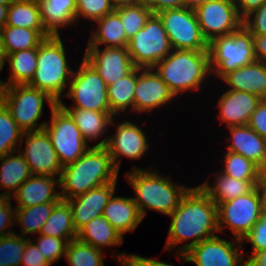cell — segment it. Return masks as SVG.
<instances>
[{"mask_svg": "<svg viewBox=\"0 0 266 266\" xmlns=\"http://www.w3.org/2000/svg\"><path fill=\"white\" fill-rule=\"evenodd\" d=\"M171 222L165 250L176 248L177 253H186L196 244L217 236L218 207L217 204L200 188L191 187L181 199L179 206L169 215Z\"/></svg>", "mask_w": 266, "mask_h": 266, "instance_id": "1", "label": "cell"}, {"mask_svg": "<svg viewBox=\"0 0 266 266\" xmlns=\"http://www.w3.org/2000/svg\"><path fill=\"white\" fill-rule=\"evenodd\" d=\"M118 175L108 150L104 146L90 147L74 163L63 167L59 178L60 197L66 201L117 181Z\"/></svg>", "mask_w": 266, "mask_h": 266, "instance_id": "2", "label": "cell"}, {"mask_svg": "<svg viewBox=\"0 0 266 266\" xmlns=\"http://www.w3.org/2000/svg\"><path fill=\"white\" fill-rule=\"evenodd\" d=\"M141 169L135 165L125 178L135 191L134 202L144 219L147 210H155L169 216L178 206L190 187L175 184L171 178L160 175L159 170Z\"/></svg>", "mask_w": 266, "mask_h": 266, "instance_id": "3", "label": "cell"}, {"mask_svg": "<svg viewBox=\"0 0 266 266\" xmlns=\"http://www.w3.org/2000/svg\"><path fill=\"white\" fill-rule=\"evenodd\" d=\"M153 69L176 98L180 93L201 89L206 78L212 75L209 51L172 49Z\"/></svg>", "mask_w": 266, "mask_h": 266, "instance_id": "4", "label": "cell"}, {"mask_svg": "<svg viewBox=\"0 0 266 266\" xmlns=\"http://www.w3.org/2000/svg\"><path fill=\"white\" fill-rule=\"evenodd\" d=\"M65 50L60 35L46 38L38 47L37 69L28 84L47 93L57 104L62 101L74 72L68 65Z\"/></svg>", "mask_w": 266, "mask_h": 266, "instance_id": "5", "label": "cell"}, {"mask_svg": "<svg viewBox=\"0 0 266 266\" xmlns=\"http://www.w3.org/2000/svg\"><path fill=\"white\" fill-rule=\"evenodd\" d=\"M210 71L222 79L231 71L256 61L253 36L242 26L226 36H218L209 43Z\"/></svg>", "mask_w": 266, "mask_h": 266, "instance_id": "6", "label": "cell"}, {"mask_svg": "<svg viewBox=\"0 0 266 266\" xmlns=\"http://www.w3.org/2000/svg\"><path fill=\"white\" fill-rule=\"evenodd\" d=\"M44 100L51 109L57 104L47 93L28 84L5 86L2 90L1 102L24 132L44 129L46 121L38 123L44 111Z\"/></svg>", "mask_w": 266, "mask_h": 266, "instance_id": "7", "label": "cell"}, {"mask_svg": "<svg viewBox=\"0 0 266 266\" xmlns=\"http://www.w3.org/2000/svg\"><path fill=\"white\" fill-rule=\"evenodd\" d=\"M51 110V121L44 129L49 135L62 167L74 163L91 146L83 138L81 131L70 114L58 103Z\"/></svg>", "mask_w": 266, "mask_h": 266, "instance_id": "8", "label": "cell"}, {"mask_svg": "<svg viewBox=\"0 0 266 266\" xmlns=\"http://www.w3.org/2000/svg\"><path fill=\"white\" fill-rule=\"evenodd\" d=\"M127 50L134 66L139 68H153L172 51L157 14L152 13L144 27L128 40Z\"/></svg>", "mask_w": 266, "mask_h": 266, "instance_id": "9", "label": "cell"}, {"mask_svg": "<svg viewBox=\"0 0 266 266\" xmlns=\"http://www.w3.org/2000/svg\"><path fill=\"white\" fill-rule=\"evenodd\" d=\"M167 33L172 49L208 51L194 9L189 7L166 9L157 13Z\"/></svg>", "mask_w": 266, "mask_h": 266, "instance_id": "10", "label": "cell"}, {"mask_svg": "<svg viewBox=\"0 0 266 266\" xmlns=\"http://www.w3.org/2000/svg\"><path fill=\"white\" fill-rule=\"evenodd\" d=\"M217 207L219 233L227 227L234 238L241 241L261 216L259 185L245 195L219 203Z\"/></svg>", "mask_w": 266, "mask_h": 266, "instance_id": "11", "label": "cell"}, {"mask_svg": "<svg viewBox=\"0 0 266 266\" xmlns=\"http://www.w3.org/2000/svg\"><path fill=\"white\" fill-rule=\"evenodd\" d=\"M69 89L64 97L73 99L71 108L111 112L107 85L97 71L84 58L79 70L73 72Z\"/></svg>", "mask_w": 266, "mask_h": 266, "instance_id": "12", "label": "cell"}, {"mask_svg": "<svg viewBox=\"0 0 266 266\" xmlns=\"http://www.w3.org/2000/svg\"><path fill=\"white\" fill-rule=\"evenodd\" d=\"M240 248H243L240 240L235 239L234 243L233 240L228 241L217 235L196 244L185 254L175 253L181 262H192L196 266H246L245 256Z\"/></svg>", "mask_w": 266, "mask_h": 266, "instance_id": "13", "label": "cell"}, {"mask_svg": "<svg viewBox=\"0 0 266 266\" xmlns=\"http://www.w3.org/2000/svg\"><path fill=\"white\" fill-rule=\"evenodd\" d=\"M194 11L208 43L218 36L230 35L243 26L235 0H207Z\"/></svg>", "mask_w": 266, "mask_h": 266, "instance_id": "14", "label": "cell"}, {"mask_svg": "<svg viewBox=\"0 0 266 266\" xmlns=\"http://www.w3.org/2000/svg\"><path fill=\"white\" fill-rule=\"evenodd\" d=\"M24 139H26L25 147L20 154L28 163L31 174L47 175L59 179L63 167L45 129L24 132L21 147Z\"/></svg>", "mask_w": 266, "mask_h": 266, "instance_id": "15", "label": "cell"}, {"mask_svg": "<svg viewBox=\"0 0 266 266\" xmlns=\"http://www.w3.org/2000/svg\"><path fill=\"white\" fill-rule=\"evenodd\" d=\"M116 128L115 134L107 136L94 146H104L111 155L115 168L119 171L122 156L138 160L149 150V144L143 129L131 120L117 123Z\"/></svg>", "mask_w": 266, "mask_h": 266, "instance_id": "16", "label": "cell"}, {"mask_svg": "<svg viewBox=\"0 0 266 266\" xmlns=\"http://www.w3.org/2000/svg\"><path fill=\"white\" fill-rule=\"evenodd\" d=\"M97 71L106 85L128 75L134 64L127 47H86L83 57Z\"/></svg>", "mask_w": 266, "mask_h": 266, "instance_id": "17", "label": "cell"}, {"mask_svg": "<svg viewBox=\"0 0 266 266\" xmlns=\"http://www.w3.org/2000/svg\"><path fill=\"white\" fill-rule=\"evenodd\" d=\"M176 97L153 68L137 67V83L134 91V112H151L162 108Z\"/></svg>", "mask_w": 266, "mask_h": 266, "instance_id": "18", "label": "cell"}, {"mask_svg": "<svg viewBox=\"0 0 266 266\" xmlns=\"http://www.w3.org/2000/svg\"><path fill=\"white\" fill-rule=\"evenodd\" d=\"M117 181L93 188L66 200L71 206L72 221L78 231L95 217L103 215L105 206L116 191Z\"/></svg>", "mask_w": 266, "mask_h": 266, "instance_id": "19", "label": "cell"}, {"mask_svg": "<svg viewBox=\"0 0 266 266\" xmlns=\"http://www.w3.org/2000/svg\"><path fill=\"white\" fill-rule=\"evenodd\" d=\"M262 99L253 93L227 90L218 100V116L228 127L248 125L251 114Z\"/></svg>", "mask_w": 266, "mask_h": 266, "instance_id": "20", "label": "cell"}, {"mask_svg": "<svg viewBox=\"0 0 266 266\" xmlns=\"http://www.w3.org/2000/svg\"><path fill=\"white\" fill-rule=\"evenodd\" d=\"M59 179L47 175H31L11 197L16 207H31L48 202H60ZM56 189L58 191H56Z\"/></svg>", "mask_w": 266, "mask_h": 266, "instance_id": "21", "label": "cell"}, {"mask_svg": "<svg viewBox=\"0 0 266 266\" xmlns=\"http://www.w3.org/2000/svg\"><path fill=\"white\" fill-rule=\"evenodd\" d=\"M231 134L227 151L241 154L266 172V139L248 125L227 127Z\"/></svg>", "mask_w": 266, "mask_h": 266, "instance_id": "22", "label": "cell"}, {"mask_svg": "<svg viewBox=\"0 0 266 266\" xmlns=\"http://www.w3.org/2000/svg\"><path fill=\"white\" fill-rule=\"evenodd\" d=\"M222 81L230 90L245 91L266 99V63L256 60L229 72Z\"/></svg>", "mask_w": 266, "mask_h": 266, "instance_id": "23", "label": "cell"}, {"mask_svg": "<svg viewBox=\"0 0 266 266\" xmlns=\"http://www.w3.org/2000/svg\"><path fill=\"white\" fill-rule=\"evenodd\" d=\"M121 235L133 232L142 222L137 204L133 197L112 195L102 215Z\"/></svg>", "mask_w": 266, "mask_h": 266, "instance_id": "24", "label": "cell"}, {"mask_svg": "<svg viewBox=\"0 0 266 266\" xmlns=\"http://www.w3.org/2000/svg\"><path fill=\"white\" fill-rule=\"evenodd\" d=\"M41 20L50 35L59 36V28L71 27L76 21V0H38Z\"/></svg>", "mask_w": 266, "mask_h": 266, "instance_id": "25", "label": "cell"}, {"mask_svg": "<svg viewBox=\"0 0 266 266\" xmlns=\"http://www.w3.org/2000/svg\"><path fill=\"white\" fill-rule=\"evenodd\" d=\"M59 104L70 114L87 142L101 139L109 125H116L111 112L68 108L63 101Z\"/></svg>", "mask_w": 266, "mask_h": 266, "instance_id": "26", "label": "cell"}, {"mask_svg": "<svg viewBox=\"0 0 266 266\" xmlns=\"http://www.w3.org/2000/svg\"><path fill=\"white\" fill-rule=\"evenodd\" d=\"M77 240L103 251L102 247L119 246L124 237L102 215L95 217L77 231Z\"/></svg>", "mask_w": 266, "mask_h": 266, "instance_id": "27", "label": "cell"}, {"mask_svg": "<svg viewBox=\"0 0 266 266\" xmlns=\"http://www.w3.org/2000/svg\"><path fill=\"white\" fill-rule=\"evenodd\" d=\"M216 175L214 185H210L207 180L199 186L217 205L247 194L262 182V180H239L221 172Z\"/></svg>", "mask_w": 266, "mask_h": 266, "instance_id": "28", "label": "cell"}, {"mask_svg": "<svg viewBox=\"0 0 266 266\" xmlns=\"http://www.w3.org/2000/svg\"><path fill=\"white\" fill-rule=\"evenodd\" d=\"M15 153L17 152L0 157V161H2L0 166V189H3L0 196L2 197L11 198L18 191L20 185L32 175L23 156L20 153L15 155Z\"/></svg>", "mask_w": 266, "mask_h": 266, "instance_id": "29", "label": "cell"}, {"mask_svg": "<svg viewBox=\"0 0 266 266\" xmlns=\"http://www.w3.org/2000/svg\"><path fill=\"white\" fill-rule=\"evenodd\" d=\"M97 31L91 33L87 47H127L128 38L120 16L113 11L96 21ZM98 24V25H97Z\"/></svg>", "mask_w": 266, "mask_h": 266, "instance_id": "30", "label": "cell"}, {"mask_svg": "<svg viewBox=\"0 0 266 266\" xmlns=\"http://www.w3.org/2000/svg\"><path fill=\"white\" fill-rule=\"evenodd\" d=\"M38 47L6 55L10 73L5 86L29 84L37 69Z\"/></svg>", "mask_w": 266, "mask_h": 266, "instance_id": "31", "label": "cell"}, {"mask_svg": "<svg viewBox=\"0 0 266 266\" xmlns=\"http://www.w3.org/2000/svg\"><path fill=\"white\" fill-rule=\"evenodd\" d=\"M6 26L38 30L45 38L51 36L43 26L38 1L12 2L8 8Z\"/></svg>", "mask_w": 266, "mask_h": 266, "instance_id": "32", "label": "cell"}, {"mask_svg": "<svg viewBox=\"0 0 266 266\" xmlns=\"http://www.w3.org/2000/svg\"><path fill=\"white\" fill-rule=\"evenodd\" d=\"M136 83L137 67L125 77L107 86L109 107L114 116H117L121 112L124 113L129 108L134 112V91Z\"/></svg>", "mask_w": 266, "mask_h": 266, "instance_id": "33", "label": "cell"}, {"mask_svg": "<svg viewBox=\"0 0 266 266\" xmlns=\"http://www.w3.org/2000/svg\"><path fill=\"white\" fill-rule=\"evenodd\" d=\"M39 235L64 238L69 242L77 238V230L72 221L71 206L67 201L61 200L54 207Z\"/></svg>", "mask_w": 266, "mask_h": 266, "instance_id": "34", "label": "cell"}, {"mask_svg": "<svg viewBox=\"0 0 266 266\" xmlns=\"http://www.w3.org/2000/svg\"><path fill=\"white\" fill-rule=\"evenodd\" d=\"M0 35L5 55L37 48L46 39L38 30L6 25L0 30Z\"/></svg>", "mask_w": 266, "mask_h": 266, "instance_id": "35", "label": "cell"}, {"mask_svg": "<svg viewBox=\"0 0 266 266\" xmlns=\"http://www.w3.org/2000/svg\"><path fill=\"white\" fill-rule=\"evenodd\" d=\"M59 202H48L31 207H15V222L20 225L21 233L18 234L25 237L26 234H40L41 228L50 217L54 207Z\"/></svg>", "mask_w": 266, "mask_h": 266, "instance_id": "36", "label": "cell"}, {"mask_svg": "<svg viewBox=\"0 0 266 266\" xmlns=\"http://www.w3.org/2000/svg\"><path fill=\"white\" fill-rule=\"evenodd\" d=\"M221 173L239 180H263L264 172L241 154L227 151Z\"/></svg>", "mask_w": 266, "mask_h": 266, "instance_id": "37", "label": "cell"}, {"mask_svg": "<svg viewBox=\"0 0 266 266\" xmlns=\"http://www.w3.org/2000/svg\"><path fill=\"white\" fill-rule=\"evenodd\" d=\"M24 131L12 118L9 110L0 103V157L19 152L18 142H22ZM18 144V145H17Z\"/></svg>", "mask_w": 266, "mask_h": 266, "instance_id": "38", "label": "cell"}, {"mask_svg": "<svg viewBox=\"0 0 266 266\" xmlns=\"http://www.w3.org/2000/svg\"><path fill=\"white\" fill-rule=\"evenodd\" d=\"M103 251L75 239L68 243L65 259L69 266H104Z\"/></svg>", "mask_w": 266, "mask_h": 266, "instance_id": "39", "label": "cell"}, {"mask_svg": "<svg viewBox=\"0 0 266 266\" xmlns=\"http://www.w3.org/2000/svg\"><path fill=\"white\" fill-rule=\"evenodd\" d=\"M114 11L120 16L128 39L144 27L147 19L152 14L144 2L136 5L121 6Z\"/></svg>", "mask_w": 266, "mask_h": 266, "instance_id": "40", "label": "cell"}, {"mask_svg": "<svg viewBox=\"0 0 266 266\" xmlns=\"http://www.w3.org/2000/svg\"><path fill=\"white\" fill-rule=\"evenodd\" d=\"M26 238L16 233L0 238V266H21Z\"/></svg>", "mask_w": 266, "mask_h": 266, "instance_id": "41", "label": "cell"}, {"mask_svg": "<svg viewBox=\"0 0 266 266\" xmlns=\"http://www.w3.org/2000/svg\"><path fill=\"white\" fill-rule=\"evenodd\" d=\"M39 251L44 255L45 259L52 266L60 258L65 257L67 245L69 241L64 238L53 236L38 235L37 238L31 239Z\"/></svg>", "mask_w": 266, "mask_h": 266, "instance_id": "42", "label": "cell"}, {"mask_svg": "<svg viewBox=\"0 0 266 266\" xmlns=\"http://www.w3.org/2000/svg\"><path fill=\"white\" fill-rule=\"evenodd\" d=\"M114 10L111 0H76V21L78 22L82 16L94 23Z\"/></svg>", "mask_w": 266, "mask_h": 266, "instance_id": "43", "label": "cell"}, {"mask_svg": "<svg viewBox=\"0 0 266 266\" xmlns=\"http://www.w3.org/2000/svg\"><path fill=\"white\" fill-rule=\"evenodd\" d=\"M250 242L252 253L266 249V215L261 214L260 219L254 224L252 230L241 240Z\"/></svg>", "mask_w": 266, "mask_h": 266, "instance_id": "44", "label": "cell"}, {"mask_svg": "<svg viewBox=\"0 0 266 266\" xmlns=\"http://www.w3.org/2000/svg\"><path fill=\"white\" fill-rule=\"evenodd\" d=\"M11 204L12 202L10 197L0 196V238L15 233V231L11 228L14 224H16L14 223L15 207L13 208Z\"/></svg>", "mask_w": 266, "mask_h": 266, "instance_id": "45", "label": "cell"}, {"mask_svg": "<svg viewBox=\"0 0 266 266\" xmlns=\"http://www.w3.org/2000/svg\"><path fill=\"white\" fill-rule=\"evenodd\" d=\"M243 26L252 35H266V2L243 20Z\"/></svg>", "mask_w": 266, "mask_h": 266, "instance_id": "46", "label": "cell"}, {"mask_svg": "<svg viewBox=\"0 0 266 266\" xmlns=\"http://www.w3.org/2000/svg\"><path fill=\"white\" fill-rule=\"evenodd\" d=\"M22 264L23 266H51L36 244L31 240V237H26V246L21 259V266Z\"/></svg>", "mask_w": 266, "mask_h": 266, "instance_id": "47", "label": "cell"}, {"mask_svg": "<svg viewBox=\"0 0 266 266\" xmlns=\"http://www.w3.org/2000/svg\"><path fill=\"white\" fill-rule=\"evenodd\" d=\"M115 257L116 260H119L118 262L121 263L120 265L122 266H173L172 264L164 261H159L157 258H146L137 254H127L126 252L120 253V255L118 253L114 256V258Z\"/></svg>", "mask_w": 266, "mask_h": 266, "instance_id": "48", "label": "cell"}, {"mask_svg": "<svg viewBox=\"0 0 266 266\" xmlns=\"http://www.w3.org/2000/svg\"><path fill=\"white\" fill-rule=\"evenodd\" d=\"M248 126L266 139V99H262L251 114Z\"/></svg>", "mask_w": 266, "mask_h": 266, "instance_id": "49", "label": "cell"}, {"mask_svg": "<svg viewBox=\"0 0 266 266\" xmlns=\"http://www.w3.org/2000/svg\"><path fill=\"white\" fill-rule=\"evenodd\" d=\"M153 14L173 8L186 7V0H142Z\"/></svg>", "mask_w": 266, "mask_h": 266, "instance_id": "50", "label": "cell"}, {"mask_svg": "<svg viewBox=\"0 0 266 266\" xmlns=\"http://www.w3.org/2000/svg\"><path fill=\"white\" fill-rule=\"evenodd\" d=\"M265 2L266 0H235L238 15L242 20Z\"/></svg>", "mask_w": 266, "mask_h": 266, "instance_id": "51", "label": "cell"}, {"mask_svg": "<svg viewBox=\"0 0 266 266\" xmlns=\"http://www.w3.org/2000/svg\"><path fill=\"white\" fill-rule=\"evenodd\" d=\"M256 60L266 63V35H252Z\"/></svg>", "mask_w": 266, "mask_h": 266, "instance_id": "52", "label": "cell"}, {"mask_svg": "<svg viewBox=\"0 0 266 266\" xmlns=\"http://www.w3.org/2000/svg\"><path fill=\"white\" fill-rule=\"evenodd\" d=\"M245 261L246 266H266V249L252 253Z\"/></svg>", "mask_w": 266, "mask_h": 266, "instance_id": "53", "label": "cell"}, {"mask_svg": "<svg viewBox=\"0 0 266 266\" xmlns=\"http://www.w3.org/2000/svg\"><path fill=\"white\" fill-rule=\"evenodd\" d=\"M259 196L261 200V214L266 215V178L259 184Z\"/></svg>", "mask_w": 266, "mask_h": 266, "instance_id": "54", "label": "cell"}, {"mask_svg": "<svg viewBox=\"0 0 266 266\" xmlns=\"http://www.w3.org/2000/svg\"><path fill=\"white\" fill-rule=\"evenodd\" d=\"M142 2V0H111V3L115 9L121 6L136 5Z\"/></svg>", "mask_w": 266, "mask_h": 266, "instance_id": "55", "label": "cell"}, {"mask_svg": "<svg viewBox=\"0 0 266 266\" xmlns=\"http://www.w3.org/2000/svg\"><path fill=\"white\" fill-rule=\"evenodd\" d=\"M8 8H9V5H0V30L7 23V12H8Z\"/></svg>", "mask_w": 266, "mask_h": 266, "instance_id": "56", "label": "cell"}, {"mask_svg": "<svg viewBox=\"0 0 266 266\" xmlns=\"http://www.w3.org/2000/svg\"><path fill=\"white\" fill-rule=\"evenodd\" d=\"M5 60H6L5 52L4 51H0V71H2L4 66H5ZM0 86L2 88L5 87V82L2 79H0Z\"/></svg>", "mask_w": 266, "mask_h": 266, "instance_id": "57", "label": "cell"}, {"mask_svg": "<svg viewBox=\"0 0 266 266\" xmlns=\"http://www.w3.org/2000/svg\"><path fill=\"white\" fill-rule=\"evenodd\" d=\"M206 1L207 0H186V7L195 9Z\"/></svg>", "mask_w": 266, "mask_h": 266, "instance_id": "58", "label": "cell"}, {"mask_svg": "<svg viewBox=\"0 0 266 266\" xmlns=\"http://www.w3.org/2000/svg\"><path fill=\"white\" fill-rule=\"evenodd\" d=\"M11 3V0H0V5H10Z\"/></svg>", "mask_w": 266, "mask_h": 266, "instance_id": "59", "label": "cell"}, {"mask_svg": "<svg viewBox=\"0 0 266 266\" xmlns=\"http://www.w3.org/2000/svg\"><path fill=\"white\" fill-rule=\"evenodd\" d=\"M12 2H18V1H28V2H37L38 0H11Z\"/></svg>", "mask_w": 266, "mask_h": 266, "instance_id": "60", "label": "cell"}, {"mask_svg": "<svg viewBox=\"0 0 266 266\" xmlns=\"http://www.w3.org/2000/svg\"><path fill=\"white\" fill-rule=\"evenodd\" d=\"M2 90H3V88L0 86V103H1V100H2Z\"/></svg>", "mask_w": 266, "mask_h": 266, "instance_id": "61", "label": "cell"}, {"mask_svg": "<svg viewBox=\"0 0 266 266\" xmlns=\"http://www.w3.org/2000/svg\"><path fill=\"white\" fill-rule=\"evenodd\" d=\"M0 51H3L1 46V35H0Z\"/></svg>", "mask_w": 266, "mask_h": 266, "instance_id": "62", "label": "cell"}]
</instances>
